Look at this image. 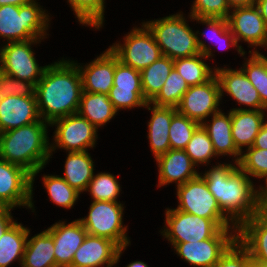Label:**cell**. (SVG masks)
Listing matches in <instances>:
<instances>
[{
	"label": "cell",
	"mask_w": 267,
	"mask_h": 267,
	"mask_svg": "<svg viewBox=\"0 0 267 267\" xmlns=\"http://www.w3.org/2000/svg\"><path fill=\"white\" fill-rule=\"evenodd\" d=\"M255 5L260 10V14L263 17L267 26V0H256Z\"/></svg>",
	"instance_id": "cell-48"
},
{
	"label": "cell",
	"mask_w": 267,
	"mask_h": 267,
	"mask_svg": "<svg viewBox=\"0 0 267 267\" xmlns=\"http://www.w3.org/2000/svg\"><path fill=\"white\" fill-rule=\"evenodd\" d=\"M108 97L117 112L134 107L144 108L147 101L143 94L140 71L125 65L117 57L113 87L110 89Z\"/></svg>",
	"instance_id": "cell-15"
},
{
	"label": "cell",
	"mask_w": 267,
	"mask_h": 267,
	"mask_svg": "<svg viewBox=\"0 0 267 267\" xmlns=\"http://www.w3.org/2000/svg\"><path fill=\"white\" fill-rule=\"evenodd\" d=\"M220 84L216 75L201 85L189 86L176 107L177 112L200 125L207 117L219 112Z\"/></svg>",
	"instance_id": "cell-13"
},
{
	"label": "cell",
	"mask_w": 267,
	"mask_h": 267,
	"mask_svg": "<svg viewBox=\"0 0 267 267\" xmlns=\"http://www.w3.org/2000/svg\"><path fill=\"white\" fill-rule=\"evenodd\" d=\"M32 175L0 158V198L11 208L26 206L33 212Z\"/></svg>",
	"instance_id": "cell-14"
},
{
	"label": "cell",
	"mask_w": 267,
	"mask_h": 267,
	"mask_svg": "<svg viewBox=\"0 0 267 267\" xmlns=\"http://www.w3.org/2000/svg\"><path fill=\"white\" fill-rule=\"evenodd\" d=\"M32 0H0V6L3 5H15V6H22L30 3Z\"/></svg>",
	"instance_id": "cell-50"
},
{
	"label": "cell",
	"mask_w": 267,
	"mask_h": 267,
	"mask_svg": "<svg viewBox=\"0 0 267 267\" xmlns=\"http://www.w3.org/2000/svg\"><path fill=\"white\" fill-rule=\"evenodd\" d=\"M200 126L194 120L176 113L171 120L169 129V140L171 149H182L186 147L195 130Z\"/></svg>",
	"instance_id": "cell-40"
},
{
	"label": "cell",
	"mask_w": 267,
	"mask_h": 267,
	"mask_svg": "<svg viewBox=\"0 0 267 267\" xmlns=\"http://www.w3.org/2000/svg\"><path fill=\"white\" fill-rule=\"evenodd\" d=\"M188 89L189 85L185 79L173 68L162 89L150 103L156 106L176 108Z\"/></svg>",
	"instance_id": "cell-35"
},
{
	"label": "cell",
	"mask_w": 267,
	"mask_h": 267,
	"mask_svg": "<svg viewBox=\"0 0 267 267\" xmlns=\"http://www.w3.org/2000/svg\"><path fill=\"white\" fill-rule=\"evenodd\" d=\"M266 110H248L247 108L231 109L232 138L237 150L242 154L253 146L255 138L262 127Z\"/></svg>",
	"instance_id": "cell-24"
},
{
	"label": "cell",
	"mask_w": 267,
	"mask_h": 267,
	"mask_svg": "<svg viewBox=\"0 0 267 267\" xmlns=\"http://www.w3.org/2000/svg\"><path fill=\"white\" fill-rule=\"evenodd\" d=\"M191 20H196L199 23L206 25L210 31V33L202 32L201 36H207L208 39L215 40L216 45L222 50L229 49V47L233 46L237 48V52L241 55H245V51L242 46L237 43L236 38L231 32L227 19L220 18H195L190 16ZM206 37V38H207ZM214 41V42H215Z\"/></svg>",
	"instance_id": "cell-34"
},
{
	"label": "cell",
	"mask_w": 267,
	"mask_h": 267,
	"mask_svg": "<svg viewBox=\"0 0 267 267\" xmlns=\"http://www.w3.org/2000/svg\"><path fill=\"white\" fill-rule=\"evenodd\" d=\"M237 229L222 228L214 237L207 240L171 244L178 256L191 266L215 267L220 257L237 240Z\"/></svg>",
	"instance_id": "cell-10"
},
{
	"label": "cell",
	"mask_w": 267,
	"mask_h": 267,
	"mask_svg": "<svg viewBox=\"0 0 267 267\" xmlns=\"http://www.w3.org/2000/svg\"><path fill=\"white\" fill-rule=\"evenodd\" d=\"M82 92L81 73L74 61L63 58L46 65L35 91L40 118L51 124L56 119L77 114Z\"/></svg>",
	"instance_id": "cell-1"
},
{
	"label": "cell",
	"mask_w": 267,
	"mask_h": 267,
	"mask_svg": "<svg viewBox=\"0 0 267 267\" xmlns=\"http://www.w3.org/2000/svg\"><path fill=\"white\" fill-rule=\"evenodd\" d=\"M93 163L88 151L68 152L64 166V177L62 178L81 193L86 190L90 180L93 178Z\"/></svg>",
	"instance_id": "cell-29"
},
{
	"label": "cell",
	"mask_w": 267,
	"mask_h": 267,
	"mask_svg": "<svg viewBox=\"0 0 267 267\" xmlns=\"http://www.w3.org/2000/svg\"><path fill=\"white\" fill-rule=\"evenodd\" d=\"M184 151L196 166L199 163L209 164L211 158L217 157L213 149L212 141L201 125L193 133Z\"/></svg>",
	"instance_id": "cell-39"
},
{
	"label": "cell",
	"mask_w": 267,
	"mask_h": 267,
	"mask_svg": "<svg viewBox=\"0 0 267 267\" xmlns=\"http://www.w3.org/2000/svg\"><path fill=\"white\" fill-rule=\"evenodd\" d=\"M159 170V186L176 182L177 186L196 178L200 173L188 154L182 149H169L156 159Z\"/></svg>",
	"instance_id": "cell-22"
},
{
	"label": "cell",
	"mask_w": 267,
	"mask_h": 267,
	"mask_svg": "<svg viewBox=\"0 0 267 267\" xmlns=\"http://www.w3.org/2000/svg\"><path fill=\"white\" fill-rule=\"evenodd\" d=\"M9 207L4 203V201L0 198V213L6 211Z\"/></svg>",
	"instance_id": "cell-53"
},
{
	"label": "cell",
	"mask_w": 267,
	"mask_h": 267,
	"mask_svg": "<svg viewBox=\"0 0 267 267\" xmlns=\"http://www.w3.org/2000/svg\"><path fill=\"white\" fill-rule=\"evenodd\" d=\"M145 108L152 111L151 119L148 122V139L150 141V149L156 160L171 149L169 129L172 117L177 113V109L152 105L150 102L146 103Z\"/></svg>",
	"instance_id": "cell-25"
},
{
	"label": "cell",
	"mask_w": 267,
	"mask_h": 267,
	"mask_svg": "<svg viewBox=\"0 0 267 267\" xmlns=\"http://www.w3.org/2000/svg\"><path fill=\"white\" fill-rule=\"evenodd\" d=\"M105 0H68L82 25L101 28L104 20Z\"/></svg>",
	"instance_id": "cell-37"
},
{
	"label": "cell",
	"mask_w": 267,
	"mask_h": 267,
	"mask_svg": "<svg viewBox=\"0 0 267 267\" xmlns=\"http://www.w3.org/2000/svg\"><path fill=\"white\" fill-rule=\"evenodd\" d=\"M36 86L12 77L0 70V102L8 96H36Z\"/></svg>",
	"instance_id": "cell-43"
},
{
	"label": "cell",
	"mask_w": 267,
	"mask_h": 267,
	"mask_svg": "<svg viewBox=\"0 0 267 267\" xmlns=\"http://www.w3.org/2000/svg\"><path fill=\"white\" fill-rule=\"evenodd\" d=\"M21 267H57L53 237L47 230L27 238Z\"/></svg>",
	"instance_id": "cell-27"
},
{
	"label": "cell",
	"mask_w": 267,
	"mask_h": 267,
	"mask_svg": "<svg viewBox=\"0 0 267 267\" xmlns=\"http://www.w3.org/2000/svg\"><path fill=\"white\" fill-rule=\"evenodd\" d=\"M50 126L57 127L53 137L54 145L50 144L51 155L56 147L68 152H83L95 147L97 128L78 113L56 119Z\"/></svg>",
	"instance_id": "cell-12"
},
{
	"label": "cell",
	"mask_w": 267,
	"mask_h": 267,
	"mask_svg": "<svg viewBox=\"0 0 267 267\" xmlns=\"http://www.w3.org/2000/svg\"><path fill=\"white\" fill-rule=\"evenodd\" d=\"M47 126L50 124L40 119L0 133V158L22 167L32 175V193L35 176L51 156Z\"/></svg>",
	"instance_id": "cell-3"
},
{
	"label": "cell",
	"mask_w": 267,
	"mask_h": 267,
	"mask_svg": "<svg viewBox=\"0 0 267 267\" xmlns=\"http://www.w3.org/2000/svg\"><path fill=\"white\" fill-rule=\"evenodd\" d=\"M30 230L21 223L14 222L0 237V267H7L13 261L22 263Z\"/></svg>",
	"instance_id": "cell-30"
},
{
	"label": "cell",
	"mask_w": 267,
	"mask_h": 267,
	"mask_svg": "<svg viewBox=\"0 0 267 267\" xmlns=\"http://www.w3.org/2000/svg\"><path fill=\"white\" fill-rule=\"evenodd\" d=\"M120 185L117 178L110 173H98L93 175L85 191H89L94 201L118 202Z\"/></svg>",
	"instance_id": "cell-38"
},
{
	"label": "cell",
	"mask_w": 267,
	"mask_h": 267,
	"mask_svg": "<svg viewBox=\"0 0 267 267\" xmlns=\"http://www.w3.org/2000/svg\"><path fill=\"white\" fill-rule=\"evenodd\" d=\"M12 209L13 208L9 207L6 211L0 213V237L15 222L11 216Z\"/></svg>",
	"instance_id": "cell-45"
},
{
	"label": "cell",
	"mask_w": 267,
	"mask_h": 267,
	"mask_svg": "<svg viewBox=\"0 0 267 267\" xmlns=\"http://www.w3.org/2000/svg\"><path fill=\"white\" fill-rule=\"evenodd\" d=\"M36 96H8L0 102V133L40 120Z\"/></svg>",
	"instance_id": "cell-21"
},
{
	"label": "cell",
	"mask_w": 267,
	"mask_h": 267,
	"mask_svg": "<svg viewBox=\"0 0 267 267\" xmlns=\"http://www.w3.org/2000/svg\"><path fill=\"white\" fill-rule=\"evenodd\" d=\"M250 58L241 69L258 91L262 104L267 108V57L260 52L249 51Z\"/></svg>",
	"instance_id": "cell-33"
},
{
	"label": "cell",
	"mask_w": 267,
	"mask_h": 267,
	"mask_svg": "<svg viewBox=\"0 0 267 267\" xmlns=\"http://www.w3.org/2000/svg\"><path fill=\"white\" fill-rule=\"evenodd\" d=\"M202 59H206V56L199 53L192 57L173 60L174 68L189 86L204 84L215 75V70L213 71Z\"/></svg>",
	"instance_id": "cell-32"
},
{
	"label": "cell",
	"mask_w": 267,
	"mask_h": 267,
	"mask_svg": "<svg viewBox=\"0 0 267 267\" xmlns=\"http://www.w3.org/2000/svg\"><path fill=\"white\" fill-rule=\"evenodd\" d=\"M126 267H149L147 263L140 261H132V263L128 264Z\"/></svg>",
	"instance_id": "cell-52"
},
{
	"label": "cell",
	"mask_w": 267,
	"mask_h": 267,
	"mask_svg": "<svg viewBox=\"0 0 267 267\" xmlns=\"http://www.w3.org/2000/svg\"><path fill=\"white\" fill-rule=\"evenodd\" d=\"M210 121H204L201 126L207 132L210 140L212 141L214 152L217 156L230 155L235 158L234 163H239L241 153L237 150L231 129V110L228 115H225L221 110L212 114Z\"/></svg>",
	"instance_id": "cell-26"
},
{
	"label": "cell",
	"mask_w": 267,
	"mask_h": 267,
	"mask_svg": "<svg viewBox=\"0 0 267 267\" xmlns=\"http://www.w3.org/2000/svg\"><path fill=\"white\" fill-rule=\"evenodd\" d=\"M49 15L32 0L22 6H0V36L7 42L44 39L49 27Z\"/></svg>",
	"instance_id": "cell-5"
},
{
	"label": "cell",
	"mask_w": 267,
	"mask_h": 267,
	"mask_svg": "<svg viewBox=\"0 0 267 267\" xmlns=\"http://www.w3.org/2000/svg\"><path fill=\"white\" fill-rule=\"evenodd\" d=\"M46 230L53 237L56 266L70 267L74 253L87 236V231L81 221L77 219L68 224L60 221Z\"/></svg>",
	"instance_id": "cell-19"
},
{
	"label": "cell",
	"mask_w": 267,
	"mask_h": 267,
	"mask_svg": "<svg viewBox=\"0 0 267 267\" xmlns=\"http://www.w3.org/2000/svg\"><path fill=\"white\" fill-rule=\"evenodd\" d=\"M141 26L133 27V30L124 36V44L118 42L109 46L119 61L140 72L162 56L149 28L144 23Z\"/></svg>",
	"instance_id": "cell-8"
},
{
	"label": "cell",
	"mask_w": 267,
	"mask_h": 267,
	"mask_svg": "<svg viewBox=\"0 0 267 267\" xmlns=\"http://www.w3.org/2000/svg\"><path fill=\"white\" fill-rule=\"evenodd\" d=\"M231 7L227 0H195L190 16L195 18H220L227 19Z\"/></svg>",
	"instance_id": "cell-42"
},
{
	"label": "cell",
	"mask_w": 267,
	"mask_h": 267,
	"mask_svg": "<svg viewBox=\"0 0 267 267\" xmlns=\"http://www.w3.org/2000/svg\"><path fill=\"white\" fill-rule=\"evenodd\" d=\"M154 36L162 55L172 60L187 58L202 53L207 60L213 57L212 48L201 41L198 34L187 24L183 14L177 13L162 19L143 22Z\"/></svg>",
	"instance_id": "cell-4"
},
{
	"label": "cell",
	"mask_w": 267,
	"mask_h": 267,
	"mask_svg": "<svg viewBox=\"0 0 267 267\" xmlns=\"http://www.w3.org/2000/svg\"><path fill=\"white\" fill-rule=\"evenodd\" d=\"M173 68V60L162 55L140 72L143 94L147 102H151L157 96Z\"/></svg>",
	"instance_id": "cell-31"
},
{
	"label": "cell",
	"mask_w": 267,
	"mask_h": 267,
	"mask_svg": "<svg viewBox=\"0 0 267 267\" xmlns=\"http://www.w3.org/2000/svg\"><path fill=\"white\" fill-rule=\"evenodd\" d=\"M124 204L110 201H92L88 216L79 219L87 234L103 237L115 242L119 247H127L130 240L127 226H123Z\"/></svg>",
	"instance_id": "cell-6"
},
{
	"label": "cell",
	"mask_w": 267,
	"mask_h": 267,
	"mask_svg": "<svg viewBox=\"0 0 267 267\" xmlns=\"http://www.w3.org/2000/svg\"><path fill=\"white\" fill-rule=\"evenodd\" d=\"M241 154L238 166L248 175L255 178L267 176V149L254 148L246 149Z\"/></svg>",
	"instance_id": "cell-41"
},
{
	"label": "cell",
	"mask_w": 267,
	"mask_h": 267,
	"mask_svg": "<svg viewBox=\"0 0 267 267\" xmlns=\"http://www.w3.org/2000/svg\"><path fill=\"white\" fill-rule=\"evenodd\" d=\"M165 212L166 224L161 233L170 243L207 240L214 237L222 229L212 219L189 214L176 208H167Z\"/></svg>",
	"instance_id": "cell-9"
},
{
	"label": "cell",
	"mask_w": 267,
	"mask_h": 267,
	"mask_svg": "<svg viewBox=\"0 0 267 267\" xmlns=\"http://www.w3.org/2000/svg\"><path fill=\"white\" fill-rule=\"evenodd\" d=\"M126 247H119L112 240L87 234L74 253L70 267H112L118 263Z\"/></svg>",
	"instance_id": "cell-17"
},
{
	"label": "cell",
	"mask_w": 267,
	"mask_h": 267,
	"mask_svg": "<svg viewBox=\"0 0 267 267\" xmlns=\"http://www.w3.org/2000/svg\"><path fill=\"white\" fill-rule=\"evenodd\" d=\"M177 210L214 220L221 228H237L221 211L205 180L198 175L177 186ZM232 224V225H230Z\"/></svg>",
	"instance_id": "cell-7"
},
{
	"label": "cell",
	"mask_w": 267,
	"mask_h": 267,
	"mask_svg": "<svg viewBox=\"0 0 267 267\" xmlns=\"http://www.w3.org/2000/svg\"><path fill=\"white\" fill-rule=\"evenodd\" d=\"M231 9L233 12H229L227 21L237 43L242 40L255 46L253 52H259L256 50L258 46L267 49V26L258 7L253 4Z\"/></svg>",
	"instance_id": "cell-16"
},
{
	"label": "cell",
	"mask_w": 267,
	"mask_h": 267,
	"mask_svg": "<svg viewBox=\"0 0 267 267\" xmlns=\"http://www.w3.org/2000/svg\"><path fill=\"white\" fill-rule=\"evenodd\" d=\"M250 259L249 251L236 240L220 257L215 267H249Z\"/></svg>",
	"instance_id": "cell-44"
},
{
	"label": "cell",
	"mask_w": 267,
	"mask_h": 267,
	"mask_svg": "<svg viewBox=\"0 0 267 267\" xmlns=\"http://www.w3.org/2000/svg\"><path fill=\"white\" fill-rule=\"evenodd\" d=\"M213 70L220 84L221 100L223 94L227 93L240 105L250 107L248 110H267L262 104L258 91L241 68L233 70L214 67Z\"/></svg>",
	"instance_id": "cell-18"
},
{
	"label": "cell",
	"mask_w": 267,
	"mask_h": 267,
	"mask_svg": "<svg viewBox=\"0 0 267 267\" xmlns=\"http://www.w3.org/2000/svg\"><path fill=\"white\" fill-rule=\"evenodd\" d=\"M249 267H267V263L257 261L251 258Z\"/></svg>",
	"instance_id": "cell-51"
},
{
	"label": "cell",
	"mask_w": 267,
	"mask_h": 267,
	"mask_svg": "<svg viewBox=\"0 0 267 267\" xmlns=\"http://www.w3.org/2000/svg\"><path fill=\"white\" fill-rule=\"evenodd\" d=\"M253 147L259 149H267V122L265 121V118L262 127L260 129V132L255 138Z\"/></svg>",
	"instance_id": "cell-46"
},
{
	"label": "cell",
	"mask_w": 267,
	"mask_h": 267,
	"mask_svg": "<svg viewBox=\"0 0 267 267\" xmlns=\"http://www.w3.org/2000/svg\"><path fill=\"white\" fill-rule=\"evenodd\" d=\"M231 8L237 6H250L255 4L256 0H227Z\"/></svg>",
	"instance_id": "cell-49"
},
{
	"label": "cell",
	"mask_w": 267,
	"mask_h": 267,
	"mask_svg": "<svg viewBox=\"0 0 267 267\" xmlns=\"http://www.w3.org/2000/svg\"><path fill=\"white\" fill-rule=\"evenodd\" d=\"M236 165V166H235ZM199 175L215 197L222 213L239 228L261 209L258 190L237 163L218 164Z\"/></svg>",
	"instance_id": "cell-2"
},
{
	"label": "cell",
	"mask_w": 267,
	"mask_h": 267,
	"mask_svg": "<svg viewBox=\"0 0 267 267\" xmlns=\"http://www.w3.org/2000/svg\"><path fill=\"white\" fill-rule=\"evenodd\" d=\"M76 64L81 73L83 91L109 94L117 64V56L109 48L84 67Z\"/></svg>",
	"instance_id": "cell-20"
},
{
	"label": "cell",
	"mask_w": 267,
	"mask_h": 267,
	"mask_svg": "<svg viewBox=\"0 0 267 267\" xmlns=\"http://www.w3.org/2000/svg\"><path fill=\"white\" fill-rule=\"evenodd\" d=\"M43 185L51 201L66 209L73 207L81 194L59 175H44Z\"/></svg>",
	"instance_id": "cell-36"
},
{
	"label": "cell",
	"mask_w": 267,
	"mask_h": 267,
	"mask_svg": "<svg viewBox=\"0 0 267 267\" xmlns=\"http://www.w3.org/2000/svg\"><path fill=\"white\" fill-rule=\"evenodd\" d=\"M116 113L107 94L82 92L78 114L97 129L110 122Z\"/></svg>",
	"instance_id": "cell-28"
},
{
	"label": "cell",
	"mask_w": 267,
	"mask_h": 267,
	"mask_svg": "<svg viewBox=\"0 0 267 267\" xmlns=\"http://www.w3.org/2000/svg\"><path fill=\"white\" fill-rule=\"evenodd\" d=\"M40 39L22 42H8L0 48V70L14 78L28 81L35 86L42 78L46 65L39 67L31 45Z\"/></svg>",
	"instance_id": "cell-11"
},
{
	"label": "cell",
	"mask_w": 267,
	"mask_h": 267,
	"mask_svg": "<svg viewBox=\"0 0 267 267\" xmlns=\"http://www.w3.org/2000/svg\"><path fill=\"white\" fill-rule=\"evenodd\" d=\"M265 184L266 186L260 185V189L258 190V200L261 209H267V176H265Z\"/></svg>",
	"instance_id": "cell-47"
},
{
	"label": "cell",
	"mask_w": 267,
	"mask_h": 267,
	"mask_svg": "<svg viewBox=\"0 0 267 267\" xmlns=\"http://www.w3.org/2000/svg\"><path fill=\"white\" fill-rule=\"evenodd\" d=\"M237 240L252 259L267 263V209H259L237 229Z\"/></svg>",
	"instance_id": "cell-23"
}]
</instances>
